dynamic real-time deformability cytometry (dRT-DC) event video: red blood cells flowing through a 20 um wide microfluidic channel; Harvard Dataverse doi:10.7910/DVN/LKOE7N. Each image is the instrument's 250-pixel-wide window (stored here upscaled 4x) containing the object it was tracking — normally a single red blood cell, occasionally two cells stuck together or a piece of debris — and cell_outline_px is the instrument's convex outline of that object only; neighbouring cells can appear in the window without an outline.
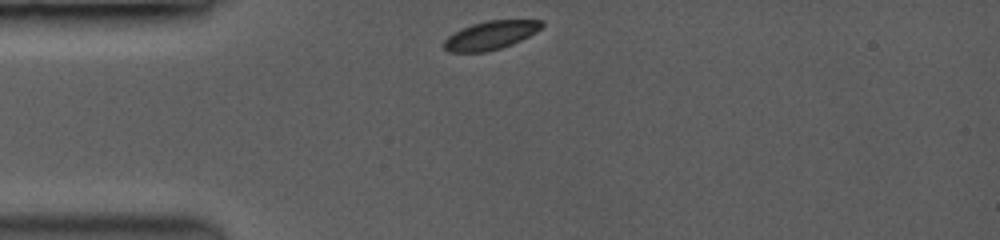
{"species": "common noctule bat (a hibernating species)", "species_latin": "Nyctalus noctula", "temperature_condition": "room temperature", "stored_images_in_passage": 18, "camera_frame_rate_fps": 3500, "um_per_image_px": 0.085, "animal": {"sex": "female", "body_mass_g": 19.0, "forearm_length_mm": 53.3}, "frame": {"image": 1, "passage_image": 1, "time_ms": 0.0, "image_size_px": [1000, 240], "cell_outline_px": [[544, 24], [536, 32], [512, 44], [500, 48], [484, 52], [448, 52], [440, 44], [452, 32], [460, 28], [472, 24], [488, 20], [544, 20]], "centroid_in_image_um": [41.64, 2.99], "position_along_channel_um": 43.4, "area_um2": 16.36}}
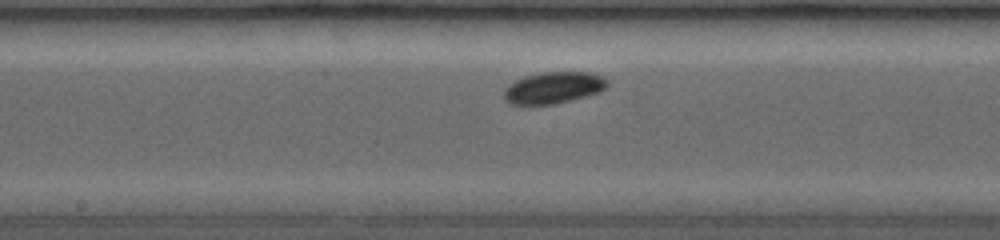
{"frame": {"image": 2, "passage_image": 12, "time_ms": 4.571, "image_size_px": [1000, 240], "cell_outline_px": [[608, 84], [600, 92], [568, 100], [548, 104], [512, 104], [504, 96], [504, 88], [508, 84], [524, 76], [540, 72], [592, 72], [604, 76], [608, 80]], "centroid_in_image_um": [47.06, 7.42], "position_along_channel_um": 201.1, "area_um2": 18.84}}
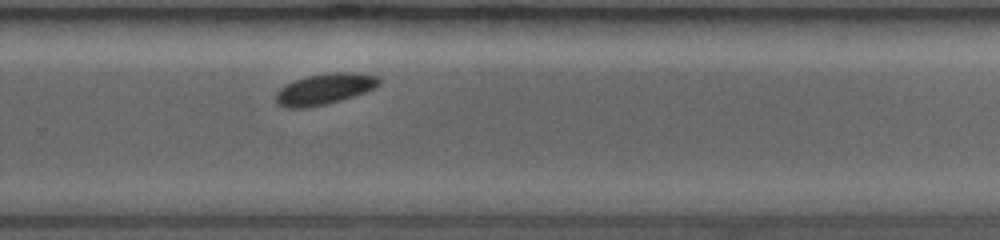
{"frame": {"image": 3, "passage_image": 18, "time_ms": 7.143, "image_size_px": [1000, 240], "cell_outline_px": [[380, 84], [376, 88], [340, 100], [324, 104], [304, 108], [288, 108], [276, 104], [276, 96], [280, 88], [296, 80], [308, 76], [340, 72], [348, 72], [376, 76], [380, 80]], "centroid_in_image_um": [27.58, 7.58], "position_along_channel_um": 302.2, "area_um2": 18.09}}